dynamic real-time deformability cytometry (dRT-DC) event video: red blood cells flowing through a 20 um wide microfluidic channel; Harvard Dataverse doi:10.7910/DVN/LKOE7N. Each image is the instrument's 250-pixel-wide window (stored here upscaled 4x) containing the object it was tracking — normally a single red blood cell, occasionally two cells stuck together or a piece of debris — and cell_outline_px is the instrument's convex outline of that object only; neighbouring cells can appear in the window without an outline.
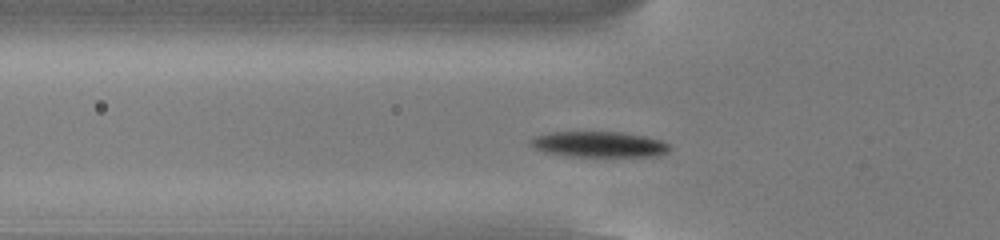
{"species": "common noctule bat (a hibernating species)", "species_latin": "Nyctalus noctula", "temperature_condition": "cold", "stored_images_in_passage": 46, "camera_frame_rate_fps": 3000, "um_per_image_px": 0.085, "animal": {"sex": "male", "body_mass_g": 13.0, "forearm_length_mm": 53.1}, "frame": {"image": 1, "passage_image": 10, "time_ms": 3.0, "image_size_px": [1000, 240], "cell_outline_px": [[672, 148], [668, 152], [660, 156], [572, 156], [544, 152], [528, 144], [528, 140], [532, 136], [552, 132], [624, 132], [644, 136], [660, 140], [672, 144]], "centroid_in_image_um": [50.94, 12.26], "position_along_channel_um": 74.9, "area_um2": 21.04}}
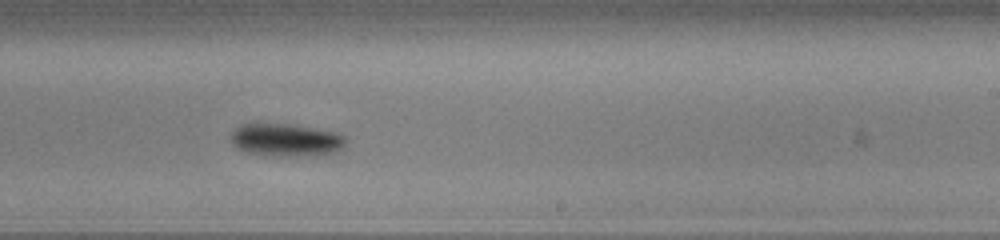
{"frame": {"image": 2, "passage_image": 25, "time_ms": 8.0, "image_size_px": [1000, 240], "cell_outline_px": [[344, 144], [340, 148], [332, 152], [312, 156], [280, 156], [248, 152], [236, 148], [232, 144], [232, 132], [240, 124], [256, 120], [288, 124], [336, 132], [344, 136]], "centroid_in_image_um": [24.21, 11.85], "position_along_channel_um": 264.8, "area_um2": 22.2}}
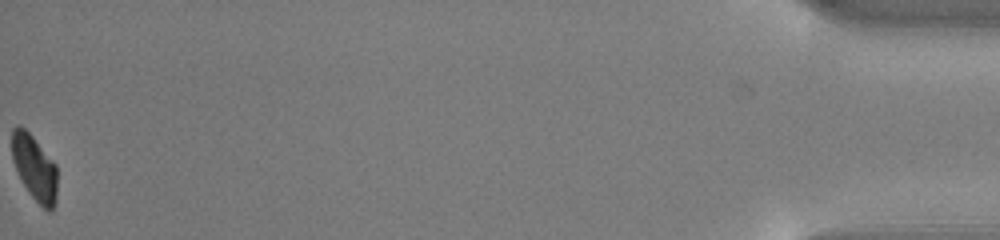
{"frame": {"image": 3, "passage_image": 46, "time_ms": 15.0, "image_size_px": [1000, 240], "cell_outline_px": [[56, 200], [52, 208], [48, 212], [28, 192], [12, 160], [12, 128], [24, 128], [32, 136], [56, 164]], "centroid_in_image_um": [2.94, 14.27], "position_along_channel_um": 432.3, "area_um2": 16.76}, "authors_computed_cell_mechanics": {"area_um2": 20.7791, "velocity_mm_per_s": 3.8016, "shape_relaxation_time_tau1_ms": 1.9182, "shape_relaxation_time_tau2_ms": null, "deformation_change_tau1": 0.1467, "deformation_change_tau2": null}}